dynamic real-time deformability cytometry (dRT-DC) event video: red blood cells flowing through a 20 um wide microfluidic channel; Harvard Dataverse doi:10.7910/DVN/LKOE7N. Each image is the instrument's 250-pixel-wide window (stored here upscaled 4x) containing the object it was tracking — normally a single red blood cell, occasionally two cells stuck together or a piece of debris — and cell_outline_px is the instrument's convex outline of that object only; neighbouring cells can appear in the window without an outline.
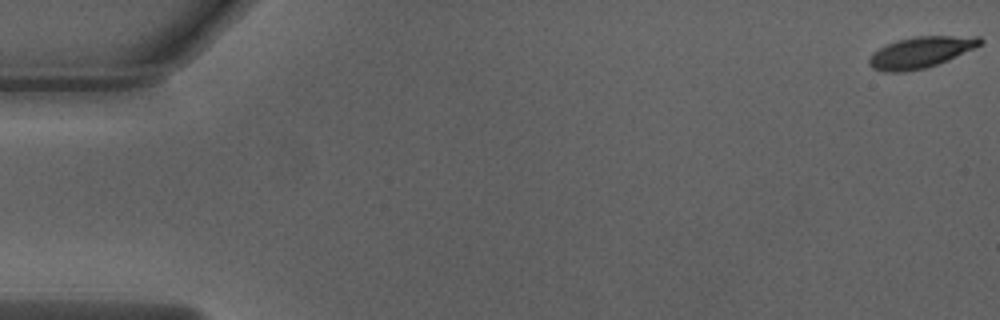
{"species": "Egyptian fruit bat (a non-hibernating species)", "species_latin": "Rousettus aegyptiacus", "temperature_condition": "warm", "stored_images_in_passage": 47, "camera_frame_rate_fps": 3000, "um_per_image_px": 0.085, "animal": {"sex": "male"}, "frame": {"image": 1, "passage_image": 1, "time_ms": 0.0, "image_size_px": [1000, 320], "cell_outline_px": [[984, 40], [980, 44], [948, 60], [924, 68], [904, 72], [884, 72], [872, 68], [868, 64], [868, 60], [872, 52], [896, 40], [916, 36], [980, 36]], "centroid_in_image_um": [78.21, 4.44], "position_along_channel_um": 6.8, "area_um2": 20.0}}
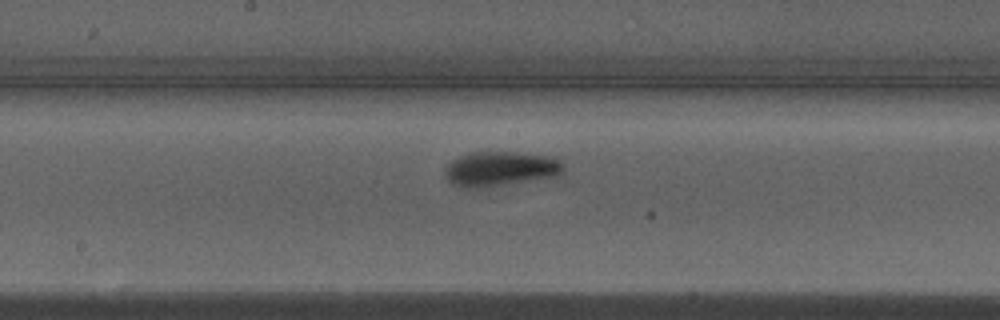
{"frame": {"image": 2, "passage_image": 28, "time_ms": 9.0, "image_size_px": [1000, 320], "cell_outline_px": [[564, 172], [560, 176], [480, 188], [464, 188], [452, 184], [444, 176], [444, 168], [452, 160], [460, 156], [472, 152], [516, 152], [548, 156], [564, 164]], "centroid_in_image_um": [42.51, 14.36], "position_along_channel_um": 205.7, "area_um2": 24.1}}
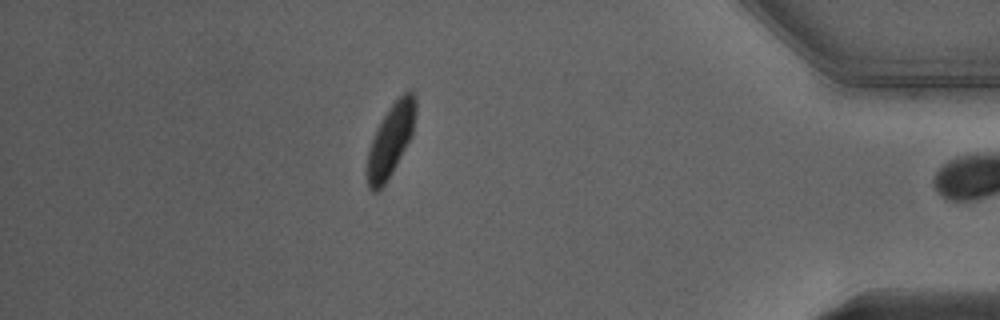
{"frame": {"image": 3, "passage_image": 46, "time_ms": 15.0, "image_size_px": [1000, 320], "cell_outline_px": [[416, 112], [412, 136], [392, 172], [384, 184], [376, 192], [372, 192], [368, 188], [368, 148], [376, 128], [388, 108], [408, 88], [416, 92]], "centroid_in_image_um": [33.23, 11.84], "position_along_channel_um": 402.0, "area_um2": 20.46}, "authors_computed_cell_mechanics": {"area_um2": 22.4842, "velocity_mm_per_s": 3.9926, "shape_relaxation_time_tau1_ms": 3.8399, "shape_relaxation_time_tau2_ms": null, "deformation_change_tau1": 0.2207, "deformation_change_tau2": null}}